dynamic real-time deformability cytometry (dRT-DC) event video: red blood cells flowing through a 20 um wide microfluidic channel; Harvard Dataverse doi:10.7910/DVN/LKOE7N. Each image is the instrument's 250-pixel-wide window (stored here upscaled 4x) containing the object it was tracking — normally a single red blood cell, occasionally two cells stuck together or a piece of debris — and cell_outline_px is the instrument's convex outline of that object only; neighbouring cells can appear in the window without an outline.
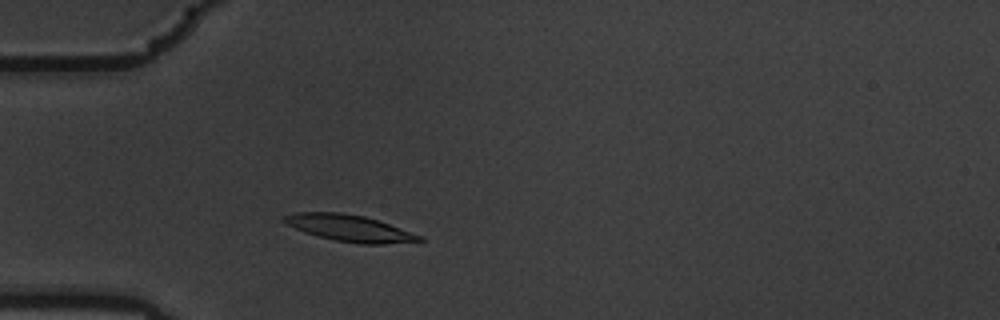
{"species": "common noctule bat (a hibernating species)", "species_latin": "Nyctalus noctula", "temperature_condition": "warm", "stored_images_in_passage": 49, "camera_frame_rate_fps": 3000, "um_per_image_px": 0.085, "animal": {"sex": "male", "body_mass_g": 19.5, "forearm_length_mm": 54.6}, "frame": {"image": 1, "passage_image": 8, "time_ms": 2.333, "image_size_px": [1000, 320], "cell_outline_px": [[424, 240], [384, 244], [360, 244], [336, 240], [316, 236], [304, 232], [280, 220], [280, 216], [296, 212], [340, 212], [364, 216], [424, 236]], "centroid_in_image_um": [29.66, 19.38], "position_along_channel_um": 55.3, "area_um2": 20.87}}
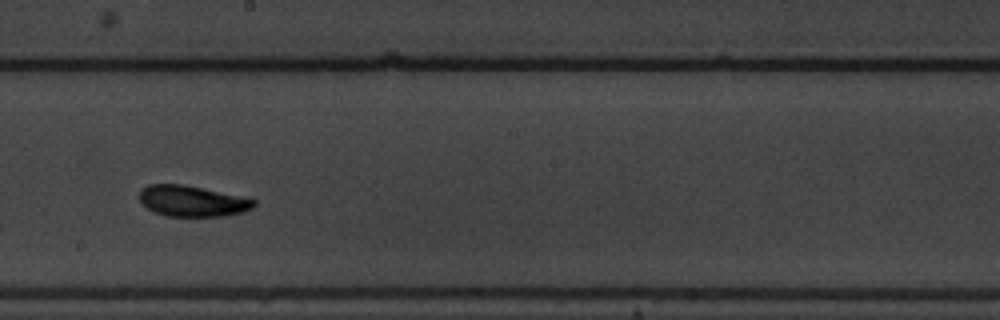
{"frame": {"image": 2, "passage_image": 24, "time_ms": 7.667, "image_size_px": [1000, 320], "cell_outline_px": [[256, 204], [252, 208], [240, 212], [224, 216], [168, 216], [156, 212], [148, 208], [140, 200], [140, 188], [148, 184], [184, 184], [252, 196], [256, 200]], "centroid_in_image_um": [16.43, 17.05], "position_along_channel_um": 231.8, "area_um2": 21.1}}
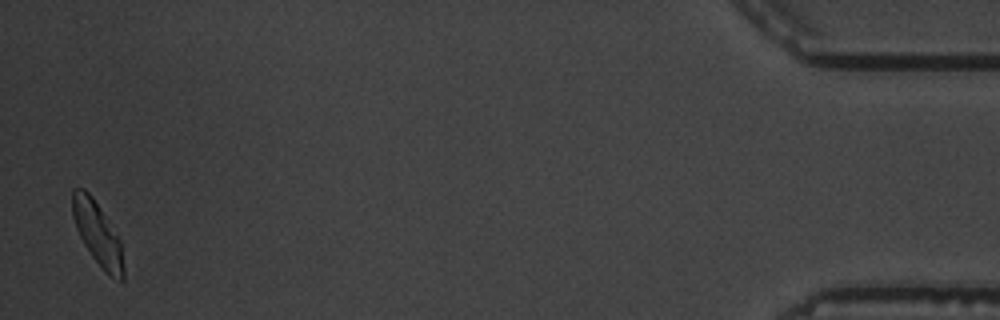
{"frame": {"image": 3, "passage_image": 48, "time_ms": 15.667, "image_size_px": [1000, 320], "cell_outline_px": [[124, 280], [120, 280], [108, 276], [104, 272], [92, 256], [84, 244], [76, 228], [72, 216], [72, 188], [84, 188], [92, 196], [120, 240], [124, 268]], "centroid_in_image_um": [8.28, 19.87], "position_along_channel_um": 426.9, "area_um2": 18.67}, "authors_computed_cell_mechanics": {"area_um2": 20.2878, "velocity_mm_per_s": 3.4797, "shape_relaxation_time_tau1_ms": 2.8602, "shape_relaxation_time_tau2_ms": 3.5019, "deformation_change_tau1": 0.1379, "deformation_change_tau2": 0.0928}}